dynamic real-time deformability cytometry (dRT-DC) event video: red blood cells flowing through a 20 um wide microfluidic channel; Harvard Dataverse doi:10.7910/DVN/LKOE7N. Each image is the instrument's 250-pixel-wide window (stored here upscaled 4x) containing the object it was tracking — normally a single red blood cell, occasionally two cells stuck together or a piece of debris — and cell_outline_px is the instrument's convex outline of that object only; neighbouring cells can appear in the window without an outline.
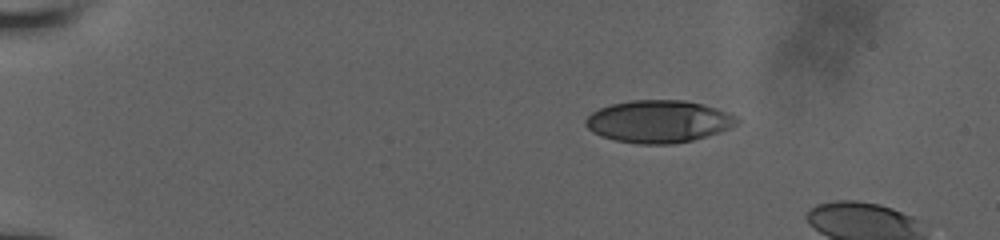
{"species": "human", "species_latin": "Homo sapiens", "temperature_condition": "room temperature", "stored_images_in_passage": 18, "camera_frame_rate_fps": 3000, "um_per_image_px": 0.085, "donor": {"sex": "male"}, "frame": {"image": 1, "passage_image": 11, "time_ms": 3.333, "image_size_px": [1000, 240], "cell_outline_px": [[740, 124], [732, 128], [692, 140], [672, 144], [640, 144], [616, 140], [600, 136], [592, 132], [584, 124], [584, 120], [592, 112], [600, 108], [612, 104], [632, 100], [684, 100], [716, 108], [728, 112], [736, 116], [740, 120]], "centroid_in_image_um": [55.99, 10.32], "position_along_channel_um": 29.0, "area_um2": 37.4}}